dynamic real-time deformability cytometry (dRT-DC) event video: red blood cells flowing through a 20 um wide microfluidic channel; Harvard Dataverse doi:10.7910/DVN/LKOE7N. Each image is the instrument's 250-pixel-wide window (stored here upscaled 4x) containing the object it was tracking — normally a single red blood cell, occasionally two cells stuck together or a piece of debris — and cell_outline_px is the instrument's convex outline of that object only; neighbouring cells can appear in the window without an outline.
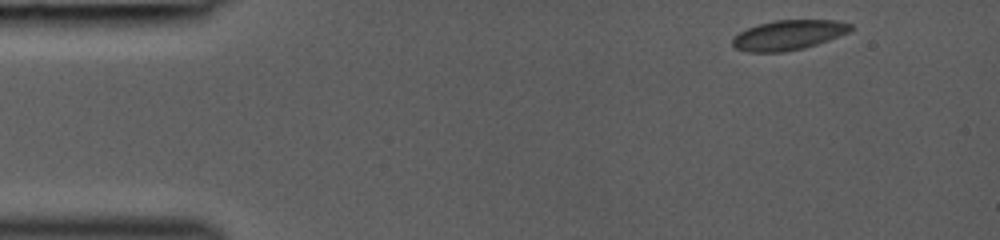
{"species": "common noctule bat (a hibernating species)", "species_latin": "Nyctalus noctula", "temperature_condition": "room temperature", "stored_images_in_passage": 39, "camera_frame_rate_fps": 3000, "um_per_image_px": 0.085, "animal": {"sex": "female", "body_mass_g": 19.0, "forearm_length_mm": 53.3}, "frame": {"image": 1, "passage_image": 1, "time_ms": 0.0, "image_size_px": [1000, 240], "cell_outline_px": [[852, 32], [804, 48], [784, 52], [748, 52], [736, 48], [732, 44], [732, 40], [740, 32], [748, 28], [772, 20], [836, 20], [852, 24]], "centroid_in_image_um": [67.06, 2.97], "position_along_channel_um": 17.9, "area_um2": 20.52}}
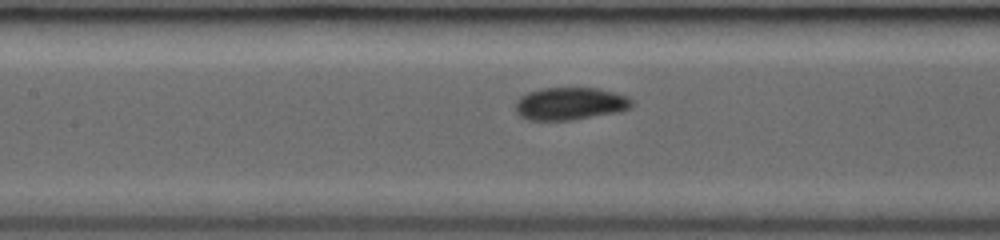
{"frame": {"image": 2, "passage_image": 17, "time_ms": 5.333, "image_size_px": [1000, 240], "cell_outline_px": [[632, 108], [620, 112], [572, 120], [528, 120], [520, 116], [516, 112], [516, 100], [520, 96], [528, 92], [544, 88], [596, 88], [628, 96], [632, 100]], "centroid_in_image_um": [48.47, 8.82], "position_along_channel_um": 158.9, "area_um2": 22.2}}
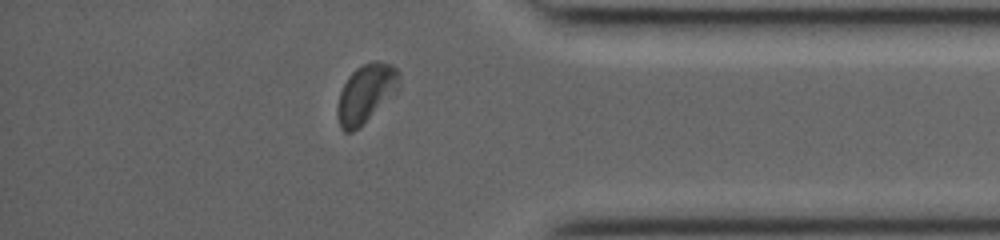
{"frame": {"image": 3, "passage_image": 34, "time_ms": 11.0, "image_size_px": [1000, 240], "cell_outline_px": [[400, 88], [360, 128], [352, 132], [344, 132], [340, 128], [336, 116], [336, 108], [340, 92], [348, 76], [356, 68], [364, 64], [376, 60], [392, 64], [400, 72]], "centroid_in_image_um": [31.1, 7.96], "position_along_channel_um": 404.1, "area_um2": 21.44}}